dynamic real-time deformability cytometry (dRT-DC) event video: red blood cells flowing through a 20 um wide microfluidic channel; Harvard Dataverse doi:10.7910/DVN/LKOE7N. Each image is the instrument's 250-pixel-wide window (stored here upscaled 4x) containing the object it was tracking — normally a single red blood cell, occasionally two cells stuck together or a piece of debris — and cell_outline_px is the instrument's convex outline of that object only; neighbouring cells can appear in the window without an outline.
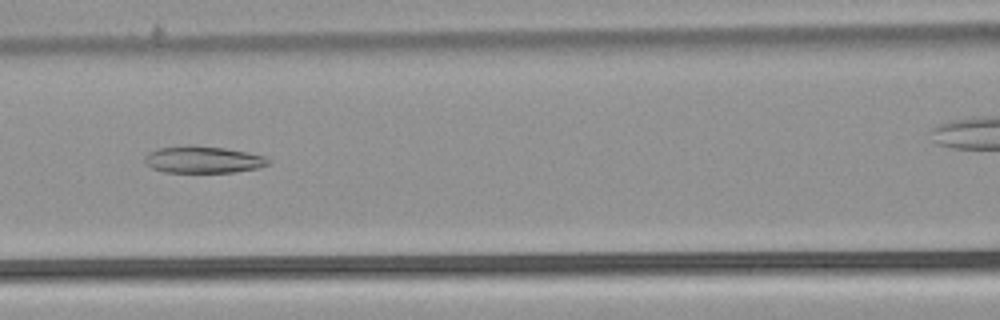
{"species": "common noctule bat (a hibernating species)", "species_latin": "Nyctalus noctula", "temperature_condition": "warm", "stored_images_in_passage": 28, "camera_frame_rate_fps": 3000, "um_per_image_px": 0.085, "animal": {"sex": "male", "body_mass_g": 21.5, "forearm_length_mm": 52.0}, "frame": {"image": 1, "passage_image": 8, "time_ms": 2.333, "image_size_px": [1000, 320], "cell_outline_px": [[272, 160], [268, 164], [260, 168], [236, 172], [164, 172], [152, 168], [144, 160], [144, 156], [148, 152], [160, 148], [188, 144], [224, 148], [248, 152], [264, 156]], "centroid_in_image_um": [17.28, 13.56], "position_along_channel_um": 149.3, "area_um2": 19.54}}
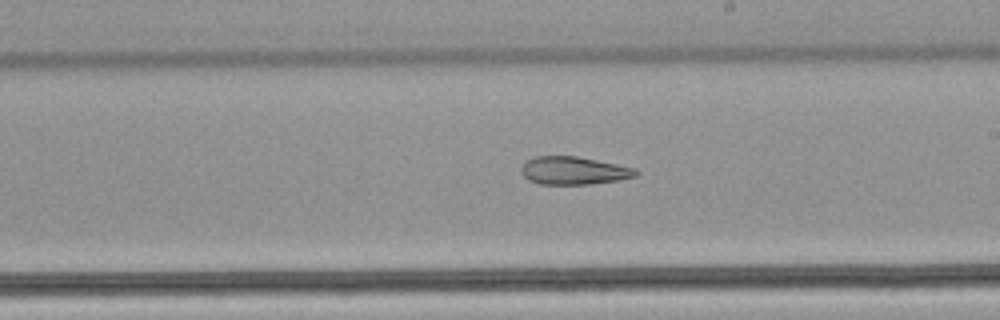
{"frame": {"image": 2, "passage_image": 15, "time_ms": 4.667, "image_size_px": [1000, 320], "cell_outline_px": [[640, 172], [636, 176], [620, 180], [588, 184], [540, 184], [528, 180], [520, 172], [520, 168], [528, 160], [536, 156], [576, 156], [636, 168]], "centroid_in_image_um": [48.77, 14.51], "position_along_channel_um": 240.2, "area_um2": 18.61}}
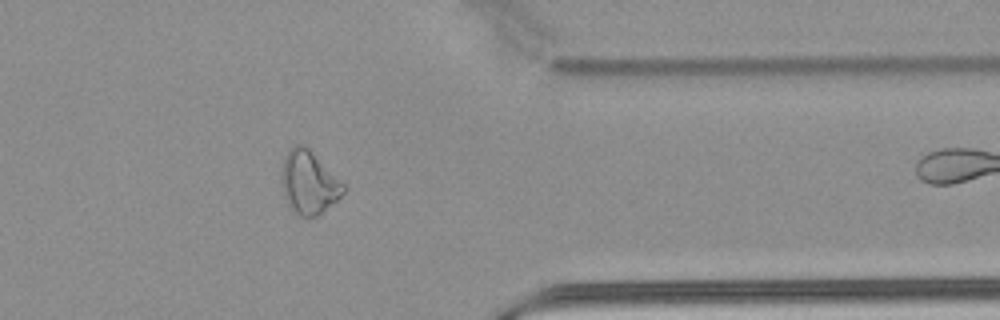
{"frame": {"image": 3, "passage_image": 27, "time_ms": 8.667, "image_size_px": [1000, 320], "cell_outline_px": [[348, 188], [320, 216], [308, 220], [300, 216], [288, 204], [284, 196], [280, 180], [280, 176], [284, 156], [296, 144], [304, 144]], "centroid_in_image_um": [26.24, 15.56], "position_along_channel_um": 385.2, "area_um2": 22.89}}